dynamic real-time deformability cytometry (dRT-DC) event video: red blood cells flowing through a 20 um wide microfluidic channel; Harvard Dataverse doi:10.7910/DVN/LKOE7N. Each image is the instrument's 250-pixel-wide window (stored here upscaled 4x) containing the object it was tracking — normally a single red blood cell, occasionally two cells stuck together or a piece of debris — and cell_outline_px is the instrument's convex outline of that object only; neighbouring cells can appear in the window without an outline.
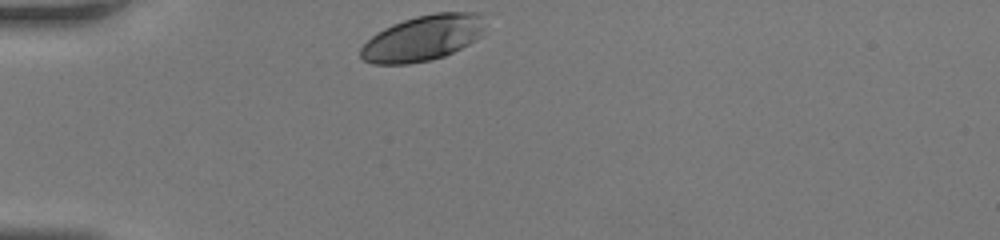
{"species": "human", "species_latin": "Homo sapiens", "temperature_condition": "room temperature", "stored_images_in_passage": 26, "camera_frame_rate_fps": 3000, "um_per_image_px": 0.085, "donor": {"sex": "female"}, "frame": {"image": 1, "passage_image": 1, "time_ms": 0.0, "image_size_px": [1000, 240], "cell_outline_px": [[480, 36], [476, 40], [444, 56], [428, 60], [408, 64], [372, 64], [364, 60], [360, 56], [360, 48], [372, 36], [384, 28], [392, 24], [416, 16], [436, 12], [480, 12]], "centroid_in_image_um": [35.88, 3.24], "position_along_channel_um": 49.1, "area_um2": 32.54}}
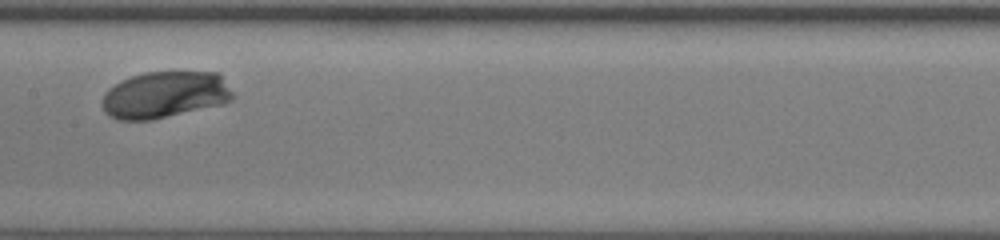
{"frame": {"image": 2, "passage_image": 14, "time_ms": 4.333, "image_size_px": [1000, 240], "cell_outline_px": [[236, 96], [232, 100], [224, 104], [152, 120], [120, 120], [108, 116], [104, 112], [100, 104], [104, 92], [108, 88], [120, 80], [144, 72], [220, 72]], "centroid_in_image_um": [14.01, 8.06], "position_along_channel_um": 193.4, "area_um2": 36.24}}
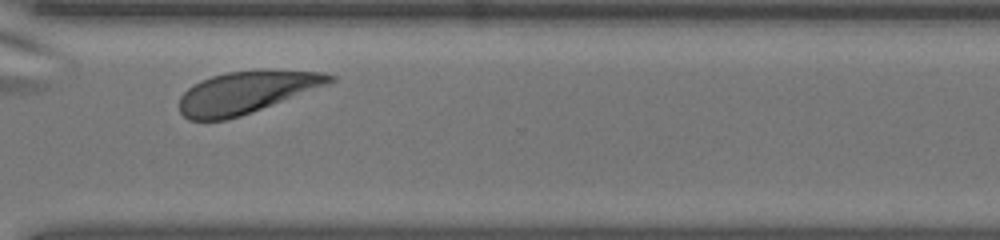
{"frame": {"image": 3, "passage_image": 25, "time_ms": 8.0, "image_size_px": [1000, 240], "cell_outline_px": [[336, 80], [332, 84], [252, 112], [240, 116], [224, 120], [188, 120], [180, 112], [180, 96], [192, 84], [200, 80], [212, 76], [228, 72], [260, 68], [264, 68], [324, 72], [336, 76]], "centroid_in_image_um": [21.02, 7.81], "position_along_channel_um": 349.6, "area_um2": 37.69}}